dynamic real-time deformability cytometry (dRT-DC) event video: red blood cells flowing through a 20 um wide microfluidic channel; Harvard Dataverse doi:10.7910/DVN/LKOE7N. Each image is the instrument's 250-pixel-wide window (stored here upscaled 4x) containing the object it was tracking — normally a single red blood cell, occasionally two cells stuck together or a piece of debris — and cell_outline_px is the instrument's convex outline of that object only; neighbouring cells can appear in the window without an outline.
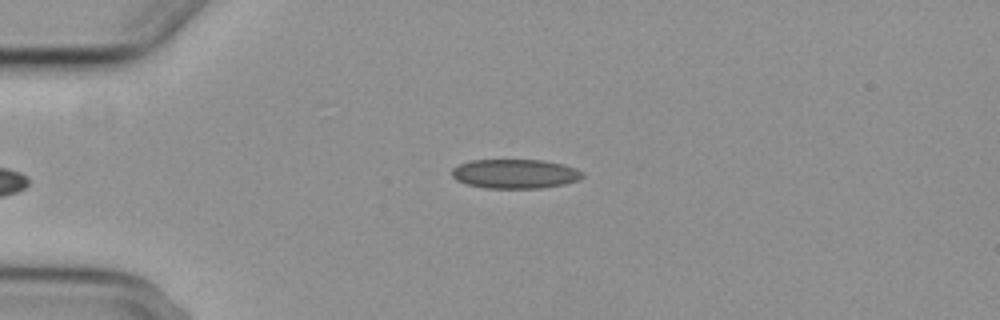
{"species": "common noctule bat (a hibernating species)", "species_latin": "Nyctalus noctula", "temperature_condition": "cold", "stored_images_in_passage": 4, "camera_frame_rate_fps": 3000, "um_per_image_px": 0.085, "animal": {"sex": "female", "body_mass_g": 29.2, "forearm_length_mm": 56.3}, "frame": {"image": 1, "passage_image": 4, "time_ms": 3.333, "image_size_px": [1000, 320], "cell_outline_px": [[584, 176], [576, 180], [564, 184], [540, 188], [484, 188], [468, 184], [456, 180], [452, 176], [452, 168], [460, 164], [472, 160], [544, 160], [564, 164], [576, 168], [584, 172]], "centroid_in_image_um": [43.79, 14.77], "position_along_channel_um": 41.2, "area_um2": 22.31}}